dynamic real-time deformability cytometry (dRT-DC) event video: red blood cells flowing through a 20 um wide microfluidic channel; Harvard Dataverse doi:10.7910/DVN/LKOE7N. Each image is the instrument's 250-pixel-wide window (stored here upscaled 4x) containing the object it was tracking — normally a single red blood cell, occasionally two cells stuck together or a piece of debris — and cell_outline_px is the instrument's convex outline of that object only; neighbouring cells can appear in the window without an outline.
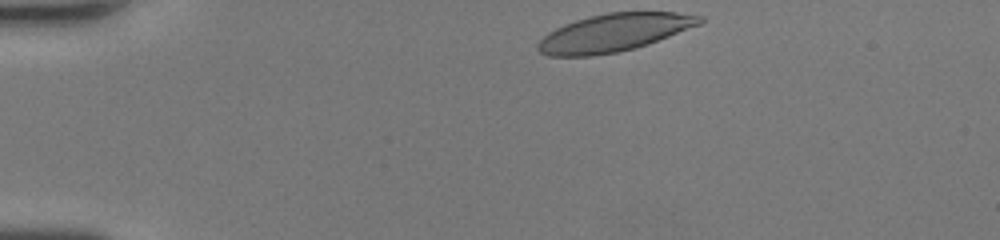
{"species": "human", "species_latin": "Homo sapiens", "temperature_condition": "room temperature", "stored_images_in_passage": 31, "camera_frame_rate_fps": 3000, "um_per_image_px": 0.085, "donor": {"sex": "female"}, "frame": {"image": 1, "passage_image": 1, "time_ms": 0.0, "image_size_px": [1000, 240], "cell_outline_px": [[704, 20], [700, 24], [648, 44], [636, 48], [616, 52], [592, 56], [548, 56], [540, 52], [536, 48], [536, 44], [548, 32], [564, 24], [588, 16], [608, 12], [676, 12], [704, 16]], "centroid_in_image_um": [52.17, 2.77], "position_along_channel_um": 32.8, "area_um2": 35.6}}
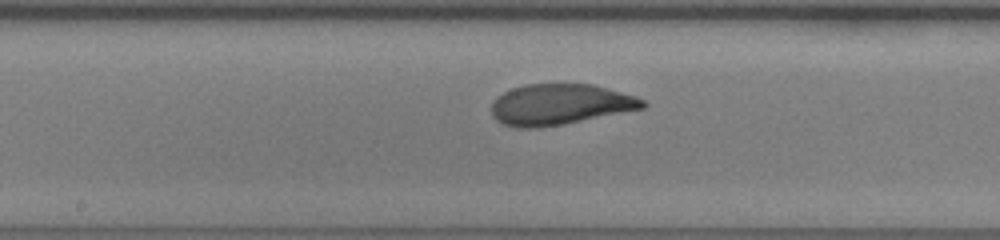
{"frame": {"image": 2, "passage_image": 17, "time_ms": 5.333, "image_size_px": [1000, 240], "cell_outline_px": [[648, 104], [644, 108], [564, 124], [536, 128], [516, 128], [504, 124], [496, 120], [492, 116], [492, 100], [496, 96], [512, 88], [528, 84], [592, 84], [636, 96], [644, 100]], "centroid_in_image_um": [47.57, 8.88], "position_along_channel_um": 200.6, "area_um2": 36.01}}
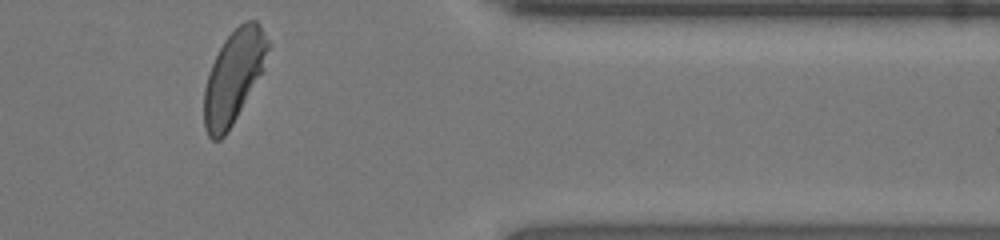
{"frame": {"image": 3, "passage_image": 31, "time_ms": 10.0, "image_size_px": [1000, 240], "cell_outline_px": [[272, 44], [264, 68], [228, 132], [220, 140], [212, 140], [208, 136], [204, 128], [204, 88], [208, 72], [224, 40], [244, 20], [256, 20], [260, 24]], "centroid_in_image_um": [19.88, 6.5], "position_along_channel_um": 391.5, "area_um2": 34.56}, "authors_computed_cell_mechanics": {"area_um2": 36.4718, "velocity_mm_per_s": 4.435, "shape_relaxation_time_tau1_ms": 3.1671, "shape_relaxation_time_tau2_ms": 0.8273, "deformation_change_tau1": 0.176, "deformation_change_tau2": 0.0619}}